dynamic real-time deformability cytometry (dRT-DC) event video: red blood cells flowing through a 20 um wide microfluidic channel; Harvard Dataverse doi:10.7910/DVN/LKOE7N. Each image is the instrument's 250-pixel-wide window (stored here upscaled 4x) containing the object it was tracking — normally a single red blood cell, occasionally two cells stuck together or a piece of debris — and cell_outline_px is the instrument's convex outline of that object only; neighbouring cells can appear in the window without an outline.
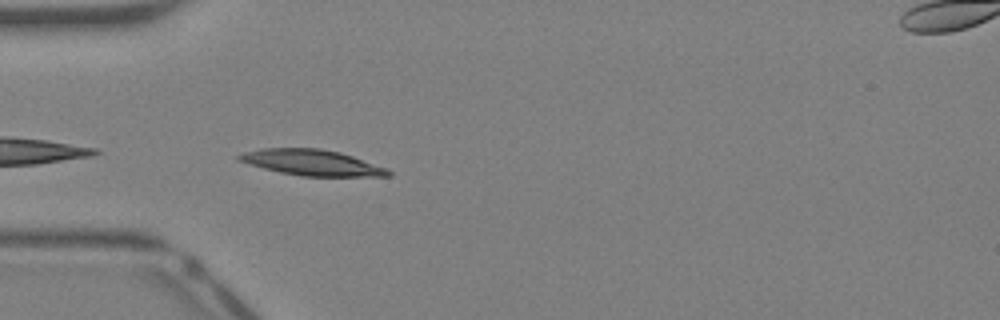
{"species": "Egyptian fruit bat (a non-hibernating species)", "species_latin": "Rousettus aegyptiacus", "temperature_condition": "warm", "stored_images_in_passage": 9, "camera_frame_rate_fps": 3000, "um_per_image_px": 0.085, "animal": {"sex": "female"}, "frame": {"image": 1, "passage_image": 1, "time_ms": 0.0, "image_size_px": [1000, 320], "cell_outline_px": [[392, 176], [300, 176], [280, 172], [264, 168], [236, 160], [236, 156], [244, 152], [260, 148], [320, 148], [340, 152], [388, 168], [392, 172]], "centroid_in_image_um": [26.51, 13.81], "position_along_channel_um": 58.5, "area_um2": 22.48}}
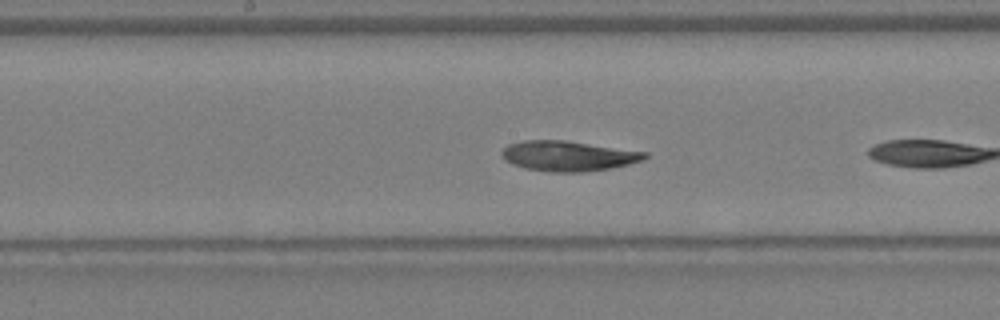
{"frame": {"image": 2, "passage_image": 8, "time_ms": 2.333, "image_size_px": [1000, 320], "cell_outline_px": [[648, 156], [644, 160], [628, 164], [608, 168], [580, 172], [548, 172], [524, 168], [512, 164], [504, 160], [500, 152], [508, 144], [524, 140], [564, 140], [648, 152]], "centroid_in_image_um": [48.26, 13.25], "position_along_channel_um": 199.9, "area_um2": 25.14}}